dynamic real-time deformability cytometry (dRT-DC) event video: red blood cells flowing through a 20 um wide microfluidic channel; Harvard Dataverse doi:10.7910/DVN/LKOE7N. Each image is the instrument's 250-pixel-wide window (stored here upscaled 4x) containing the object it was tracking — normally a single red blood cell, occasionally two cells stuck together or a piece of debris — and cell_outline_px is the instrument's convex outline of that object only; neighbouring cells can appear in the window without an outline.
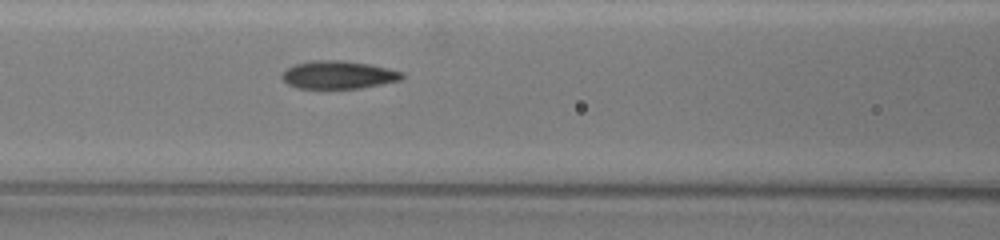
{"species": "common noctule bat (a hibernating species)", "species_latin": "Nyctalus noctula", "temperature_condition": "warm", "stored_images_in_passage": 27, "camera_frame_rate_fps": 3000, "um_per_image_px": 0.085, "animal": {"sex": "female", "body_mass_g": 19.5, "forearm_length_mm": 54.1}, "frame": {"image": 1, "passage_image": 9, "time_ms": 2.667, "image_size_px": [1000, 240], "cell_outline_px": [[404, 76], [400, 80], [360, 88], [296, 88], [288, 84], [280, 76], [280, 72], [296, 64], [312, 60], [344, 60], [368, 64], [388, 68], [404, 72]], "centroid_in_image_um": [28.74, 6.35], "position_along_channel_um": 137.9, "area_um2": 19.54}}
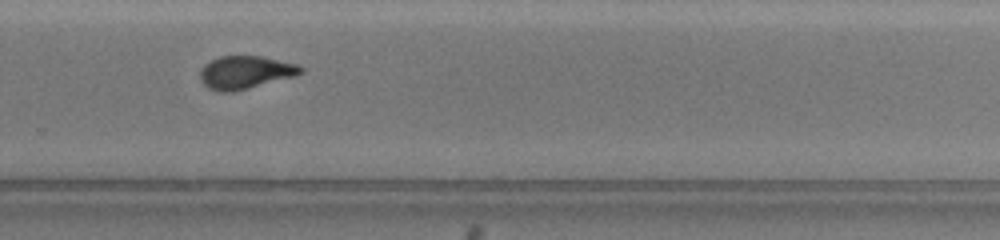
{"frame": {"image": 2, "passage_image": 20, "time_ms": 7.333, "image_size_px": [1000, 240], "cell_outline_px": [[304, 72], [296, 76], [232, 92], [220, 92], [208, 88], [200, 80], [200, 68], [204, 64], [220, 56], [264, 56], [296, 64], [304, 68]], "centroid_in_image_um": [20.86, 6.15], "position_along_channel_um": 308.9, "area_um2": 19.42}}
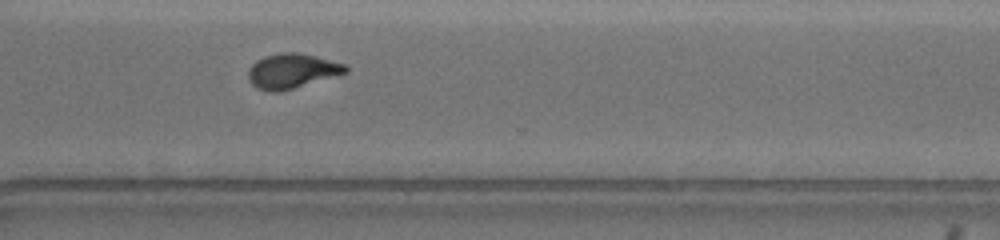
{"frame": {"image": 3, "passage_image": 23, "time_ms": 8.333, "image_size_px": [1000, 240], "cell_outline_px": [[348, 72], [292, 88], [276, 92], [272, 92], [256, 88], [248, 80], [248, 68], [256, 60], [264, 56], [280, 52], [300, 52], [316, 56], [344, 64], [348, 68]], "centroid_in_image_um": [24.77, 6.01], "position_along_channel_um": 345.8, "area_um2": 19.59}, "authors_computed_cell_mechanics": {"area_um2": 19.5942, "velocity_mm_per_s": 3.674, "shape_relaxation_time_tau1_ms": 3.8663, "shape_relaxation_time_tau2_ms": 1.3994, "deformation_change_tau1": 0.1853, "deformation_change_tau2": 0.0796}}